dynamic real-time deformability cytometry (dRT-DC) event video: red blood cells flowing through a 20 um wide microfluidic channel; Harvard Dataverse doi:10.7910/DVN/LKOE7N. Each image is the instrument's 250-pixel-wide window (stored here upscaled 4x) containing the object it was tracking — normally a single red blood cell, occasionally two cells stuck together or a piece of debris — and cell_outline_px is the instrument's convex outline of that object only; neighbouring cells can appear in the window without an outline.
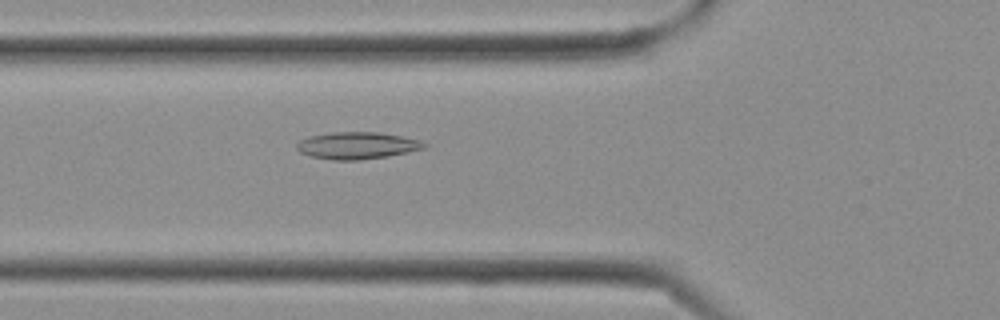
{"species": "Egyptian fruit bat (a non-hibernating species)", "species_latin": "Rousettus aegyptiacus", "temperature_condition": "cold", "stored_images_in_passage": 13, "camera_frame_rate_fps": 3000, "um_per_image_px": 0.085, "frame": {"image": 1, "passage_image": 11, "time_ms": 3.333, "image_size_px": [1000, 320], "cell_outline_px": [[428, 144], [424, 148], [408, 152], [388, 156], [360, 160], [332, 160], [312, 156], [300, 152], [296, 148], [296, 144], [300, 140], [308, 136], [332, 132], [376, 132], [400, 136], [420, 140]], "centroid_in_image_um": [30.34, 12.37], "position_along_channel_um": 95.5, "area_um2": 20.0}}
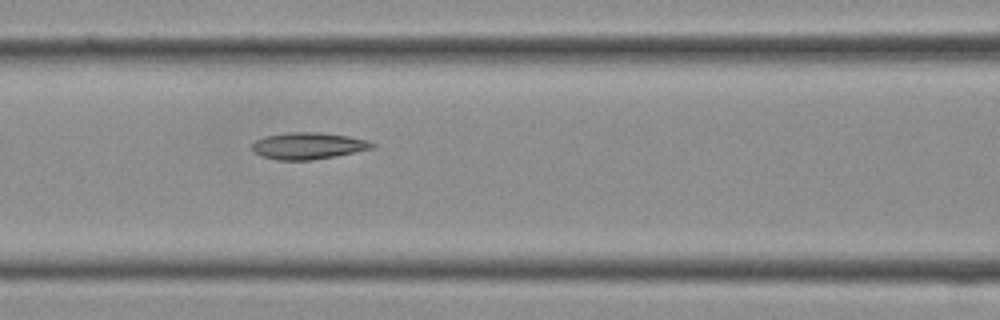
{"frame": {"image": 2, "passage_image": 13, "time_ms": 4.0, "image_size_px": [1000, 320], "cell_outline_px": [[376, 148], [336, 156], [312, 160], [276, 160], [260, 156], [252, 152], [252, 144], [256, 140], [264, 136], [288, 132], [320, 132], [348, 136], [368, 140], [376, 144]], "centroid_in_image_um": [26.2, 12.4], "position_along_channel_um": 140.4, "area_um2": 19.02}}